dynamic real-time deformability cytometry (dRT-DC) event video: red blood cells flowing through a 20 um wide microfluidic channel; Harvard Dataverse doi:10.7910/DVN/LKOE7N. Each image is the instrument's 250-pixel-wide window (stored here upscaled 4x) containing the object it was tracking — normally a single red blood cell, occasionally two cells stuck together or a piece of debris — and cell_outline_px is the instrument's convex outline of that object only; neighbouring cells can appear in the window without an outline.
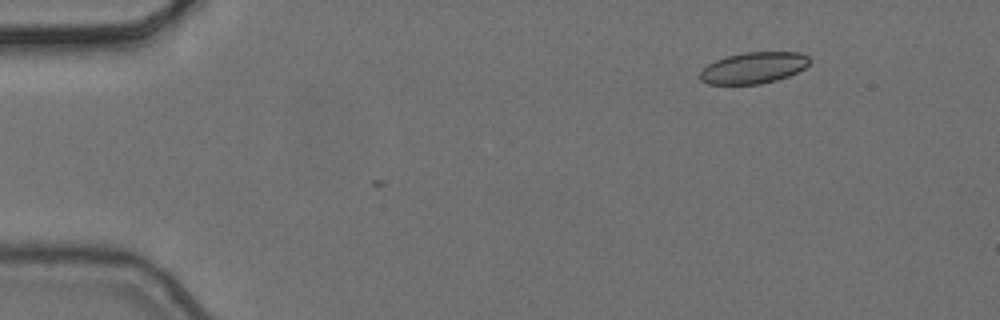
{"species": "common noctule bat (a hibernating species)", "species_latin": "Nyctalus noctula", "temperature_condition": "cold", "stored_images_in_passage": 5, "camera_frame_rate_fps": 3000, "um_per_image_px": 0.085, "animal": {"sex": "female", "body_mass_g": 24.6, "forearm_length_mm": 56.2}, "frame": {"image": 1, "passage_image": 2, "time_ms": 0.333, "image_size_px": [1000, 320], "cell_outline_px": [[812, 60], [804, 68], [788, 76], [776, 80], [760, 84], [708, 84], [700, 80], [696, 76], [708, 64], [716, 60], [728, 56], [744, 52], [800, 52], [808, 56]], "centroid_in_image_um": [64.04, 5.76], "position_along_channel_um": 21.0, "area_um2": 20.06}}
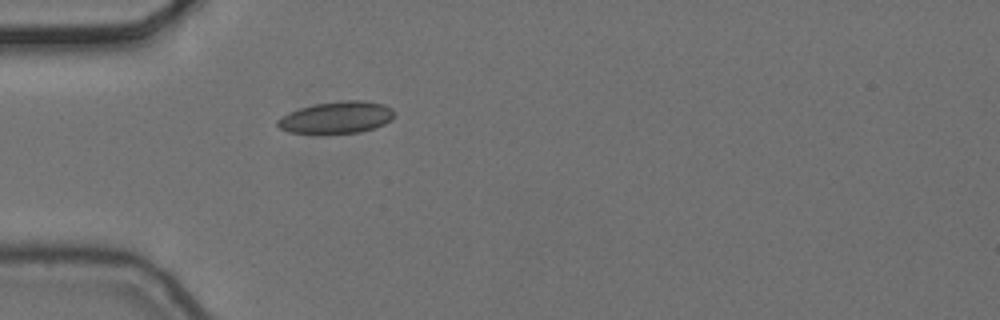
{"frame": {"image": 2, "passage_image": 5, "time_ms": 1.333, "image_size_px": [1000, 320], "cell_outline_px": [[396, 112], [392, 120], [376, 128], [360, 132], [288, 132], [280, 128], [276, 124], [276, 120], [280, 116], [300, 108], [316, 104], [344, 100], [364, 100], [384, 104], [392, 108]], "centroid_in_image_um": [28.66, 9.96], "position_along_channel_um": 56.3, "area_um2": 21.56}}